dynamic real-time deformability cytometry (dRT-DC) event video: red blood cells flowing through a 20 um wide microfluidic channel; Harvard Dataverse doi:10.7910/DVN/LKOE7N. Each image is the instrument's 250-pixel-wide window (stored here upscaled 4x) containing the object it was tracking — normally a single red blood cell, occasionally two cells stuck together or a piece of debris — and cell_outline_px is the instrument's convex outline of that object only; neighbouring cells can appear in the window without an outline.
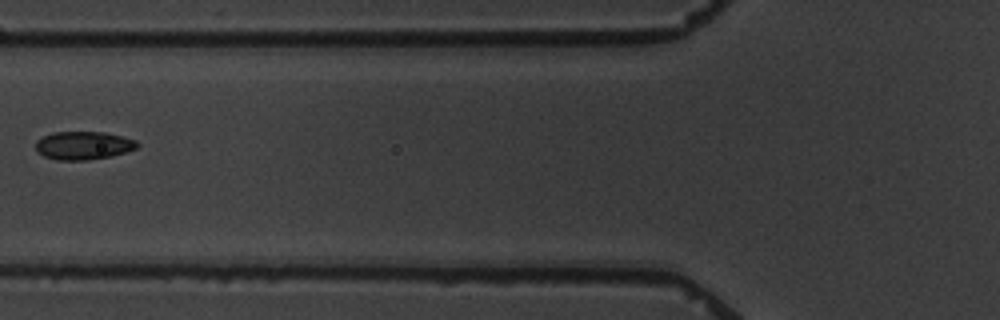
{"species": "common noctule bat (a hibernating species)", "species_latin": "Nyctalus noctula", "temperature_condition": "warm", "stored_images_in_passage": 12, "camera_frame_rate_fps": 3000, "um_per_image_px": 0.085, "animal": {"sex": "male", "body_mass_g": 19.5, "forearm_length_mm": 54.6}, "frame": {"image": 1, "passage_image": 3, "time_ms": 2.333, "image_size_px": [1000, 320], "cell_outline_px": [[140, 144], [136, 148], [112, 156], [88, 160], [56, 160], [44, 156], [36, 152], [36, 140], [52, 132], [104, 132], [136, 140]], "centroid_in_image_um": [7.06, 12.37], "position_along_channel_um": 118.7, "area_um2": 16.7}}
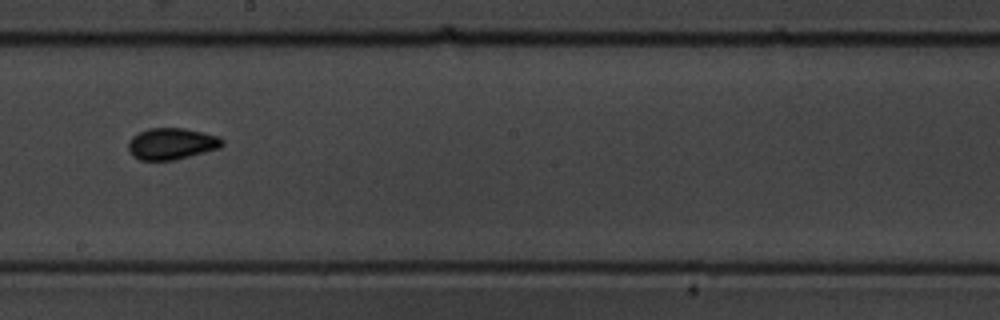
{"frame": {"image": 2, "passage_image": 6, "time_ms": 5.667, "image_size_px": [1000, 320], "cell_outline_px": [[224, 144], [220, 148], [176, 160], [140, 160], [132, 156], [128, 148], [128, 140], [132, 136], [148, 128], [184, 128], [204, 132], [220, 136], [224, 140]], "centroid_in_image_um": [14.61, 12.21], "position_along_channel_um": 233.6, "area_um2": 17.51}}
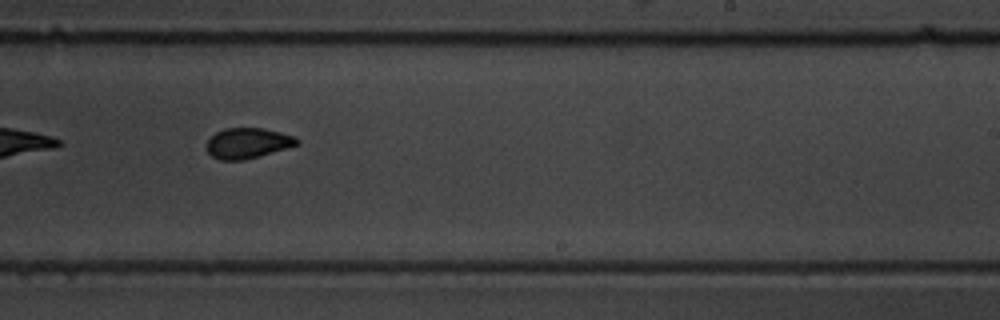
{"frame": {"image": 3, "passage_image": 7, "time_ms": 6.667, "image_size_px": [1000, 320], "cell_outline_px": [[300, 144], [260, 156], [244, 160], [220, 160], [212, 156], [208, 152], [208, 140], [216, 132], [224, 128], [264, 128], [296, 136], [300, 140]], "centroid_in_image_um": [21.1, 12.16], "position_along_channel_um": 267.9, "area_um2": 16.07}, "authors_computed_cell_mechanics": {"area_um2": 16.3863, "velocity_mm_per_s": 3.4605, "shape_relaxation_time_tau1_ms": 4.8095, "shape_relaxation_time_tau2_ms": 2.0389, "deformation_change_tau1": 0.0932, "deformation_change_tau2": 0.0723}}